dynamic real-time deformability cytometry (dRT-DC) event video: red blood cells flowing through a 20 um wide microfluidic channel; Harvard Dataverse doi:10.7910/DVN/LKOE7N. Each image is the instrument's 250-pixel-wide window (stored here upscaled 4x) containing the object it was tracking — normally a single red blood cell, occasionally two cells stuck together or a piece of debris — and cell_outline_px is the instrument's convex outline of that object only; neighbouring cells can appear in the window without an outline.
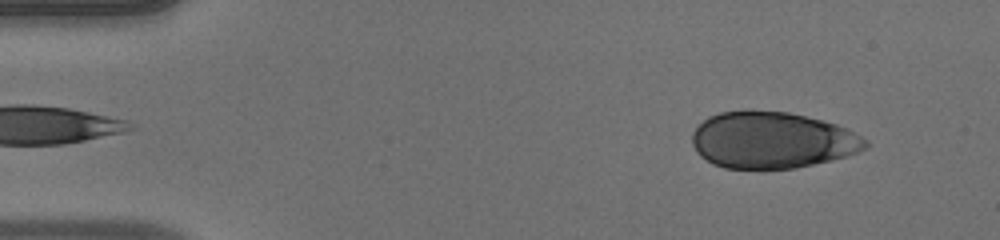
{"species": "human", "species_latin": "Homo sapiens", "temperature_condition": "warm", "stored_images_in_passage": 47, "camera_frame_rate_fps": 3000, "um_per_image_px": 0.085, "donor": {"sex": "male"}, "frame": {"image": 1, "passage_image": 2, "time_ms": 0.333, "image_size_px": [1000, 240], "cell_outline_px": [[868, 148], [832, 160], [796, 168], [724, 168], [712, 164], [700, 156], [696, 152], [692, 144], [692, 132], [708, 116], [720, 112], [748, 108], [788, 112], [836, 124], [848, 128], [868, 140]], "centroid_in_image_um": [65.6, 11.89], "position_along_channel_um": 19.4, "area_um2": 57.63}}
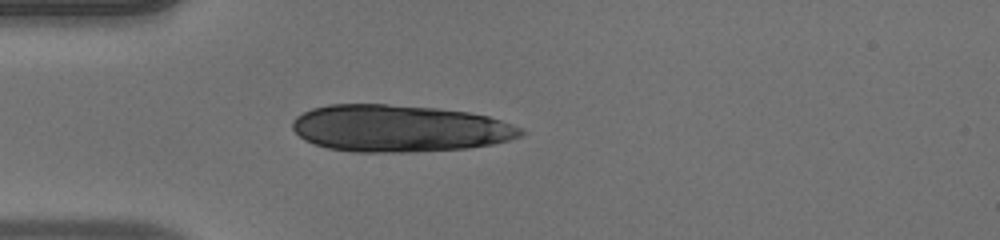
{"frame": {"image": 2, "passage_image": 11, "time_ms": 3.333, "image_size_px": [1000, 240], "cell_outline_px": [[524, 132], [520, 136], [508, 140], [492, 144], [468, 148], [412, 152], [352, 152], [328, 148], [304, 140], [292, 128], [292, 120], [296, 116], [312, 108], [328, 104], [388, 104], [436, 108], [468, 112], [488, 116], [512, 124], [520, 128]], "centroid_in_image_um": [33.91, 10.91], "position_along_channel_um": 51.1, "area_um2": 62.54}}